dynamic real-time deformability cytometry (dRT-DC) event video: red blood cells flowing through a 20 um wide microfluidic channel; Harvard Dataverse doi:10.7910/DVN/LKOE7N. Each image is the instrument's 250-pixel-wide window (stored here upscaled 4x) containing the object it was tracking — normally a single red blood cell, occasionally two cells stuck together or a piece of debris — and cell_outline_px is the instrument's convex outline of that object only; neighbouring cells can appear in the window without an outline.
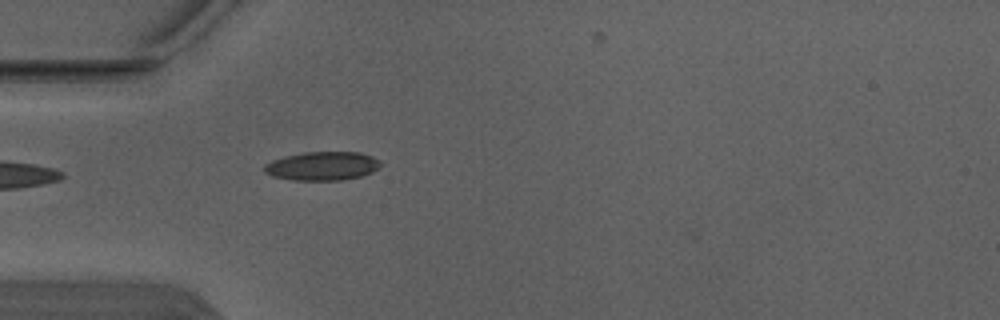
{"species": "Egyptian fruit bat (a non-hibernating species)", "species_latin": "Rousettus aegyptiacus", "temperature_condition": "warm", "stored_images_in_passage": 2, "camera_frame_rate_fps": 3000, "um_per_image_px": 0.085, "animal": {"sex": "male"}, "frame": {"image": 1, "passage_image": 2, "time_ms": 0.333, "image_size_px": [1000, 320], "cell_outline_px": [[380, 164], [372, 172], [364, 176], [344, 180], [292, 180], [272, 176], [264, 172], [264, 164], [272, 160], [284, 156], [304, 152], [360, 152], [372, 156], [380, 160]], "centroid_in_image_um": [27.39, 14.11], "position_along_channel_um": 57.6, "area_um2": 19.59}}